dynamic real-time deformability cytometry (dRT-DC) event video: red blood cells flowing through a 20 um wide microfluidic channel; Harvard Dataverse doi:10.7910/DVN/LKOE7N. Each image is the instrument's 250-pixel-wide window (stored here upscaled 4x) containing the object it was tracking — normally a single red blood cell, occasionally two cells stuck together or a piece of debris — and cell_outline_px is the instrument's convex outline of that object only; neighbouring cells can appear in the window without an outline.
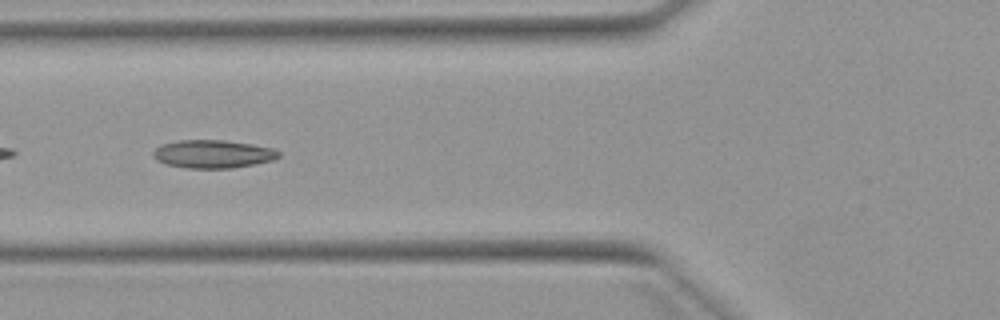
{"species": "Egyptian fruit bat (a non-hibernating species)", "species_latin": "Rousettus aegyptiacus", "temperature_condition": "warm", "stored_images_in_passage": 5, "camera_frame_rate_fps": 3000, "um_per_image_px": 0.085, "animal": {"sex": "female"}, "frame": {"image": 1, "passage_image": 5, "time_ms": 4.667, "image_size_px": [1000, 320], "cell_outline_px": [[280, 156], [272, 160], [232, 168], [188, 168], [168, 164], [156, 160], [152, 156], [152, 152], [160, 144], [180, 140], [224, 140], [252, 144], [272, 148], [280, 152]], "centroid_in_image_um": [18.07, 13.08], "position_along_channel_um": 107.7, "area_um2": 20.46}}